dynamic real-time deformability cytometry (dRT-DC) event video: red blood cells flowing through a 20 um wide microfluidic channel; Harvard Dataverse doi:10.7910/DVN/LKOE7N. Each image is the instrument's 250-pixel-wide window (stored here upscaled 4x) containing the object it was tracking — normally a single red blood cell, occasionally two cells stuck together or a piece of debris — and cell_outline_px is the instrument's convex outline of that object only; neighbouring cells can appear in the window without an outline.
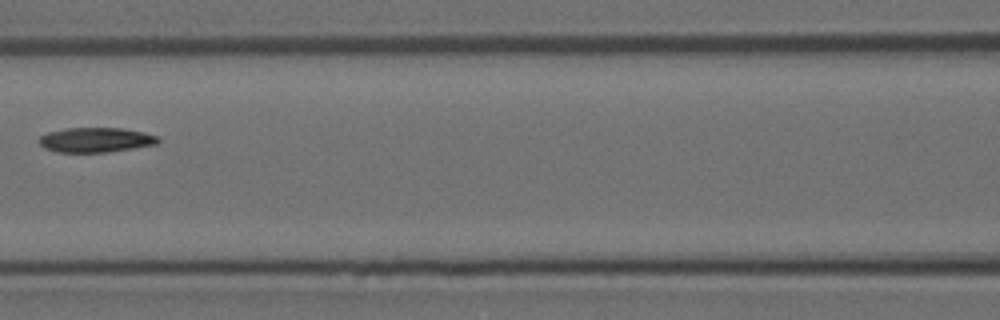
{"species": "Egyptian fruit bat (a non-hibernating species)", "species_latin": "Rousettus aegyptiacus", "temperature_condition": "room temperature", "stored_images_in_passage": 7, "camera_frame_rate_fps": 3000, "um_per_image_px": 0.085, "animal": {"sex": "female"}, "frame": {"image": 1, "passage_image": 7, "time_ms": 6.667, "image_size_px": [1000, 320], "cell_outline_px": [[160, 140], [156, 144], [108, 152], [56, 152], [44, 148], [36, 140], [40, 136], [48, 132], [64, 128], [120, 128], [144, 132], [156, 136]], "centroid_in_image_um": [8.08, 11.89], "position_along_channel_um": 158.5, "area_um2": 17.17}}